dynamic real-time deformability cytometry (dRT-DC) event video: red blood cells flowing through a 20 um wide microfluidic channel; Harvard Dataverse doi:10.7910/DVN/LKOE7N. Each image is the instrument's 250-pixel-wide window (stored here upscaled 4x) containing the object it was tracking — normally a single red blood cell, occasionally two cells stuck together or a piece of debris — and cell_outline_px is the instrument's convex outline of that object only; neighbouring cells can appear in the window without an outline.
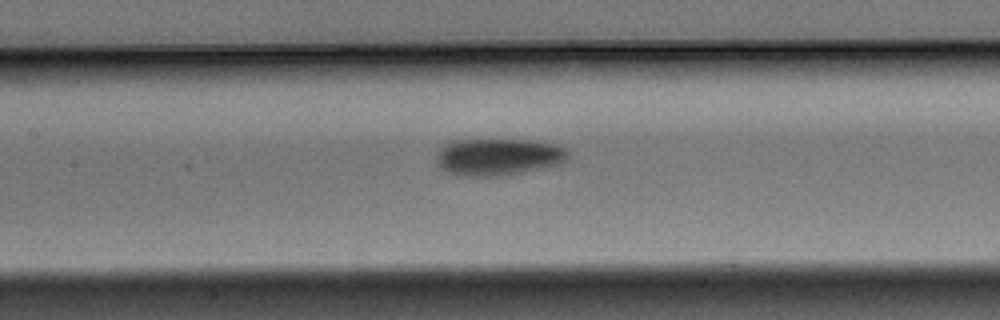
{"species": "Egyptian fruit bat (a non-hibernating species)", "species_latin": "Rousettus aegyptiacus", "temperature_condition": "warm", "stored_images_in_passage": 9, "camera_frame_rate_fps": 3000, "um_per_image_px": 0.085, "animal": {"sex": "male"}, "frame": {"image": 1, "passage_image": 9, "time_ms": 2.667, "image_size_px": [1000, 320], "cell_outline_px": [[568, 160], [564, 164], [500, 176], [472, 176], [452, 172], [436, 164], [436, 152], [444, 144], [452, 140], [532, 140], [552, 144], [564, 148], [568, 152]], "centroid_in_image_um": [42.38, 13.32], "position_along_channel_um": 165.0, "area_um2": 28.26}}